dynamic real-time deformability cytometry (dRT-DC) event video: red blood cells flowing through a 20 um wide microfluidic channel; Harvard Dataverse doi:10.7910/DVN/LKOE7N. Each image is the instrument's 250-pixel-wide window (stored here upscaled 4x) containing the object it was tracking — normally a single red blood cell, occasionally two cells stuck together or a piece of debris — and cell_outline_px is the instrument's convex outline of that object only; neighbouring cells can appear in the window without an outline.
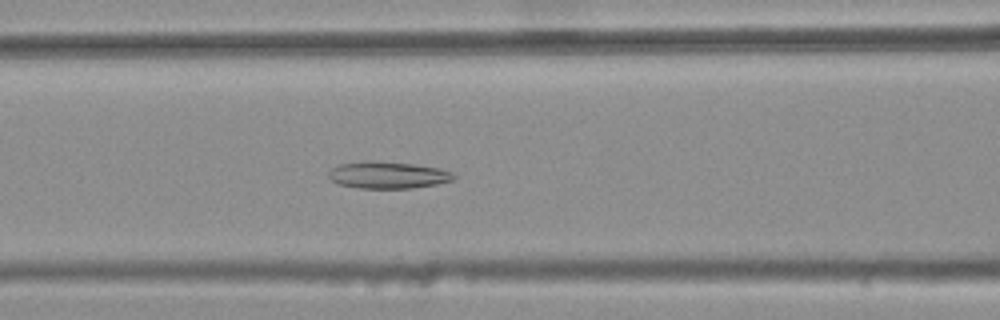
{"species": "common noctule bat (a hibernating species)", "species_latin": "Nyctalus noctula", "temperature_condition": "warm", "stored_images_in_passage": 34, "camera_frame_rate_fps": 3000, "um_per_image_px": 0.085, "animal": {"sex": "female", "body_mass_g": 25.1}, "frame": {"image": 1, "passage_image": 11, "time_ms": 3.333, "image_size_px": [1000, 320], "cell_outline_px": [[456, 176], [452, 180], [436, 184], [412, 188], [360, 188], [340, 184], [332, 180], [328, 176], [328, 172], [332, 168], [340, 164], [364, 160], [412, 164], [436, 168], [452, 172]], "centroid_in_image_um": [32.94, 14.88], "position_along_channel_um": 133.7, "area_um2": 19.36}}
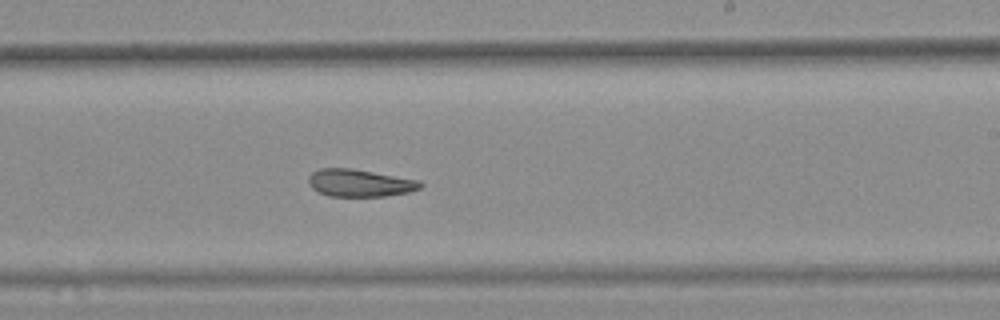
{"frame": {"image": 2, "passage_image": 21, "time_ms": 6.667, "image_size_px": [1000, 320], "cell_outline_px": [[424, 184], [420, 188], [408, 192], [384, 196], [328, 196], [312, 188], [308, 184], [308, 176], [312, 172], [320, 168], [352, 168], [420, 180]], "centroid_in_image_um": [30.57, 15.54], "position_along_channel_um": 258.4, "area_um2": 17.92}}
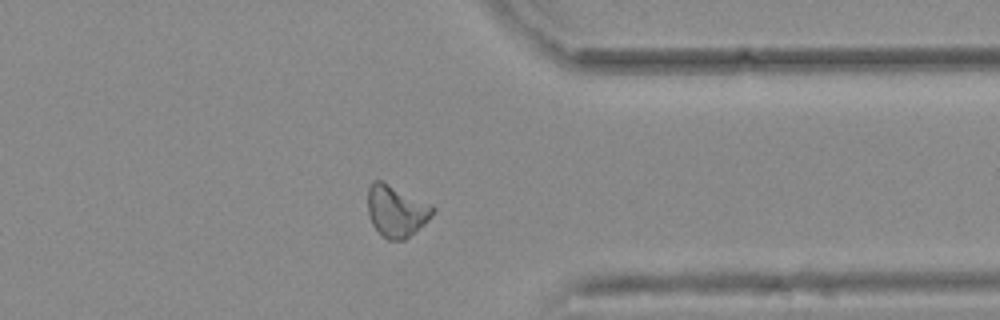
{"frame": {"image": 3, "passage_image": 31, "time_ms": 10.0, "image_size_px": [1000, 320], "cell_outline_px": [[436, 208], [432, 216], [424, 224], [404, 240], [388, 240], [380, 236], [372, 224], [368, 212], [368, 188], [372, 180], [380, 180], [432, 204]], "centroid_in_image_um": [33.68, 17.94], "position_along_channel_um": 377.7, "area_um2": 19.65}, "authors_computed_cell_mechanics": {"area_um2": 18.7561, "velocity_mm_per_s": 3.7548, "shape_relaxation_time_tau1_ms": null, "shape_relaxation_time_tau2_ms": 6.3762, "deformation_change_tau1": null, "deformation_change_tau2": 0.1219}}